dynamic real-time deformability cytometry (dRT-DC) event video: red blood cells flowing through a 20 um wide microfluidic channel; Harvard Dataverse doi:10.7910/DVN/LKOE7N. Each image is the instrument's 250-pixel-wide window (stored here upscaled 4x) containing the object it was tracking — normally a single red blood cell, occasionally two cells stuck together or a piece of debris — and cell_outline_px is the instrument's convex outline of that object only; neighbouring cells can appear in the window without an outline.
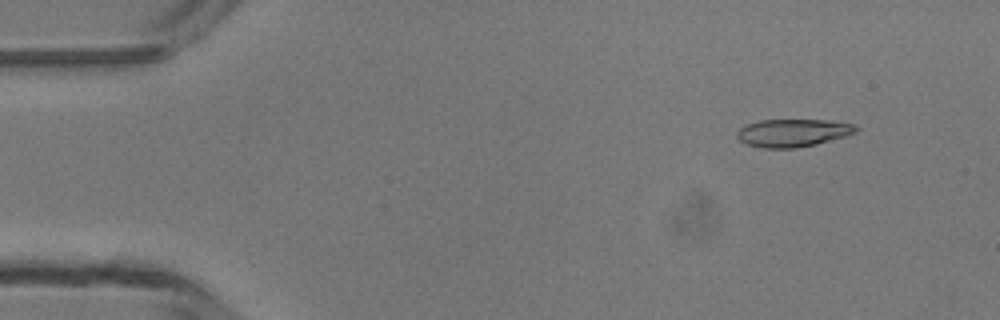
{"species": "common noctule bat (a hibernating species)", "species_latin": "Nyctalus noctula", "temperature_condition": "room temperature", "stored_images_in_passage": 4, "segment_of_instrument_passage": [1, 2], "camera_frame_rate_fps": 3000, "um_per_image_px": 0.085, "animal": {"sex": "male", "body_mass_g": 13.3}, "frame": {"image": 1, "passage_image": 2, "time_ms": 1.333, "image_size_px": [1000, 320], "cell_outline_px": [[860, 128], [856, 132], [848, 136], [816, 144], [796, 148], [760, 148], [748, 144], [740, 140], [736, 136], [736, 132], [744, 124], [760, 120], [824, 120], [856, 124]], "centroid_in_image_um": [67.41, 11.29], "position_along_channel_um": 17.6, "area_um2": 19.48}}